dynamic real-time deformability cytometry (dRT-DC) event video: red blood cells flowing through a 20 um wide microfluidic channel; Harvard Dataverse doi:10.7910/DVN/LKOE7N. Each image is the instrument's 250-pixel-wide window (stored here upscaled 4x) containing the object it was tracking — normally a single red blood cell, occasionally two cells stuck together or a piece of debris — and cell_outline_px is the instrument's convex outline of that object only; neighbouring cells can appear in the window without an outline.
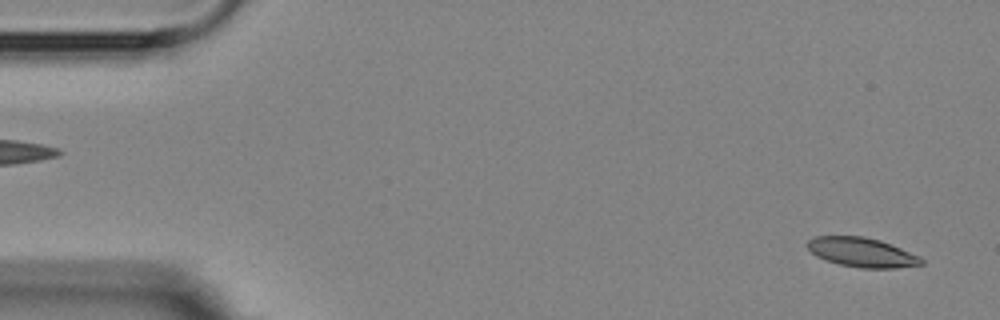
{"species": "Egyptian fruit bat (a non-hibernating species)", "species_latin": "Rousettus aegyptiacus", "temperature_condition": "room temperature", "stored_images_in_passage": 4, "segment_of_instrument_passage": [2, 2], "camera_frame_rate_fps": 3000, "um_per_image_px": 0.085, "animal": {"sex": "female"}, "frame": {"image": 1, "passage_image": 4, "time_ms": 4.333, "image_size_px": [1000, 320], "cell_outline_px": [[924, 264], [892, 268], [860, 268], [840, 264], [816, 256], [804, 244], [812, 236], [864, 236], [880, 240], [920, 256], [924, 260]], "centroid_in_image_um": [73.24, 21.44], "position_along_channel_um": 11.8, "area_um2": 19.48}}